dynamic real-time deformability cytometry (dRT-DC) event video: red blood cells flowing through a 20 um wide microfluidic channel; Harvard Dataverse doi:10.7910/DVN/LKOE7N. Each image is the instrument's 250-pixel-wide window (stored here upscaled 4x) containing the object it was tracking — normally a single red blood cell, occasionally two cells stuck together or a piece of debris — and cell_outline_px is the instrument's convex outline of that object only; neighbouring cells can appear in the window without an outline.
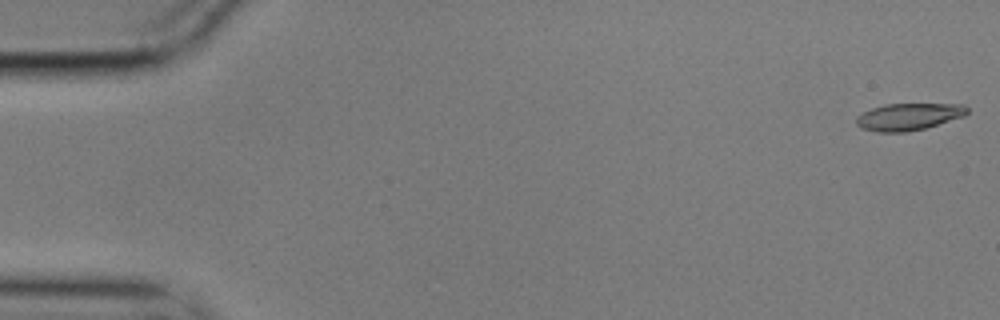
{"species": "common noctule bat (a hibernating species)", "species_latin": "Nyctalus noctula", "temperature_condition": "cold", "stored_images_in_passage": 57, "camera_frame_rate_fps": 3000, "um_per_image_px": 0.085, "animal": {"sex": "male", "body_mass_g": 17.9}, "frame": {"image": 1, "passage_image": 1, "time_ms": 0.0, "image_size_px": [1000, 320], "cell_outline_px": [[968, 112], [964, 116], [924, 128], [904, 132], [876, 132], [860, 128], [856, 124], [856, 116], [872, 108], [884, 104], [964, 104], [968, 108]], "centroid_in_image_um": [77.2, 9.92], "position_along_channel_um": 7.8, "area_um2": 17.4}}
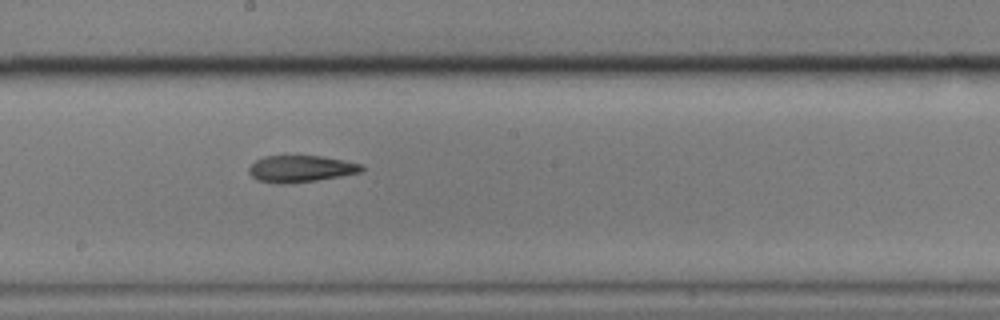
{"frame": {"image": 2, "passage_image": 31, "time_ms": 10.0, "image_size_px": [1000, 320], "cell_outline_px": [[364, 168], [360, 172], [340, 176], [316, 180], [288, 184], [276, 184], [256, 180], [248, 172], [248, 168], [256, 160], [264, 156], [320, 156], [344, 160], [360, 164]], "centroid_in_image_um": [25.51, 14.35], "position_along_channel_um": 222.7, "area_um2": 17.51}}
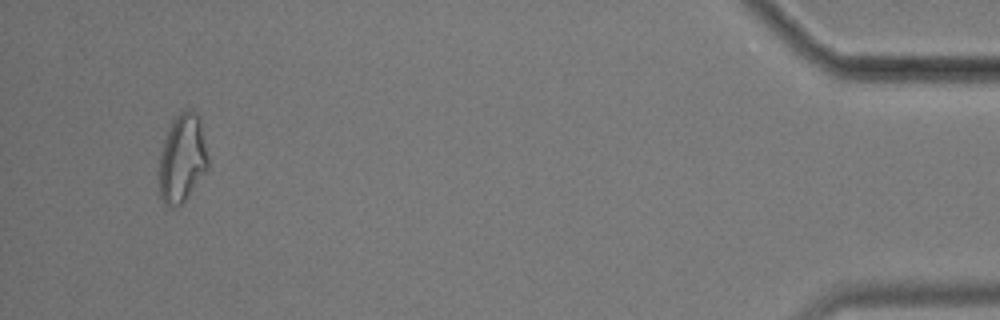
{"frame": {"image": 3, "passage_image": 54, "time_ms": 17.667, "image_size_px": [1000, 320], "cell_outline_px": [[208, 168], [188, 196], [176, 208], [164, 204], [160, 200], [160, 152], [168, 128], [172, 120], [180, 108], [188, 108], [196, 112], [200, 116], [208, 156]], "centroid_in_image_um": [15.5, 13.4], "position_along_channel_um": 419.7, "area_um2": 25.49}}